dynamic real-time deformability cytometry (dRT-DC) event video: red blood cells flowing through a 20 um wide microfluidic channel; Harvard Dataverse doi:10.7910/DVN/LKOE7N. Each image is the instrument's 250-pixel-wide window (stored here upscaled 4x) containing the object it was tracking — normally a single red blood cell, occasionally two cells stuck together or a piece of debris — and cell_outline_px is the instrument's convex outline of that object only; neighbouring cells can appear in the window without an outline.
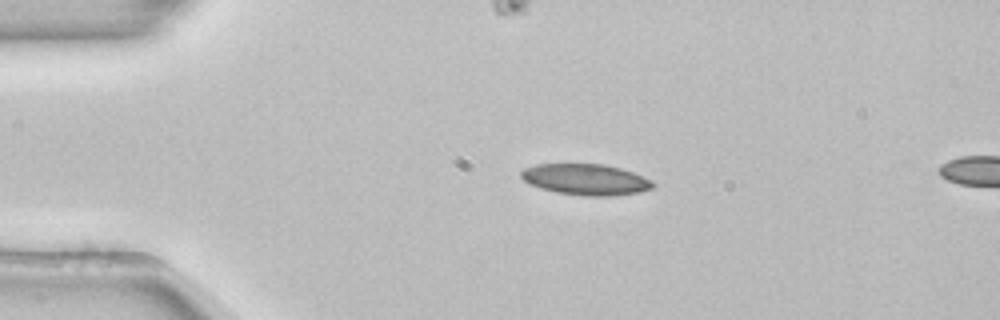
{"species": "common noctule bat (a hibernating species)", "species_latin": "Nyctalus noctula", "temperature_condition": "room temperature", "stored_images_in_passage": 5, "camera_frame_rate_fps": 3000, "um_per_image_px": 0.085, "animal": {"sex": "female", "body_mass_g": 22.7, "forearm_length_mm": 54.2}, "frame": {"image": 1, "passage_image": 1, "time_ms": 0.0, "image_size_px": [1000, 320], "cell_outline_px": [[656, 184], [652, 188], [636, 192], [608, 196], [584, 196], [556, 192], [540, 188], [524, 180], [520, 176], [520, 172], [524, 168], [536, 164], [604, 164], [620, 168], [632, 172], [652, 180]], "centroid_in_image_um": [49.77, 15.25], "position_along_channel_um": 35.2, "area_um2": 23.7}}